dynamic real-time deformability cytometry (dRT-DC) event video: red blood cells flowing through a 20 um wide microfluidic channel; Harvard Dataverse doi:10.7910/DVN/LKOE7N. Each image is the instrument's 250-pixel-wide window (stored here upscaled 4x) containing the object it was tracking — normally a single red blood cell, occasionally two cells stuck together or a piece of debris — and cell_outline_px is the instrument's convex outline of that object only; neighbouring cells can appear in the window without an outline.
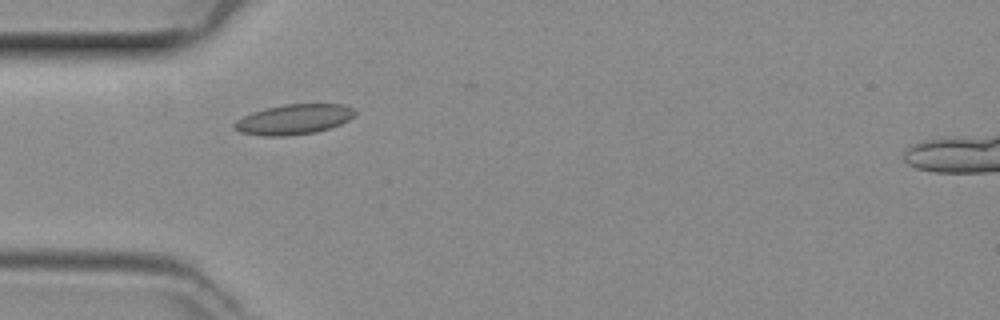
{"species": "common noctule bat (a hibernating species)", "species_latin": "Nyctalus noctula", "temperature_condition": "room temperature", "stored_images_in_passage": 9, "camera_frame_rate_fps": 3000, "um_per_image_px": 0.085, "animal": {"sex": "female", "body_mass_g": 29.2, "forearm_length_mm": 56.3}, "frame": {"image": 1, "passage_image": 1, "time_ms": 0.0, "image_size_px": [1000, 320], "cell_outline_px": [[356, 116], [340, 124], [316, 132], [288, 136], [264, 136], [240, 132], [232, 128], [232, 124], [236, 120], [252, 112], [284, 104], [344, 104], [356, 108]], "centroid_in_image_um": [24.99, 10.14], "position_along_channel_um": 60.0, "area_um2": 21.33}}
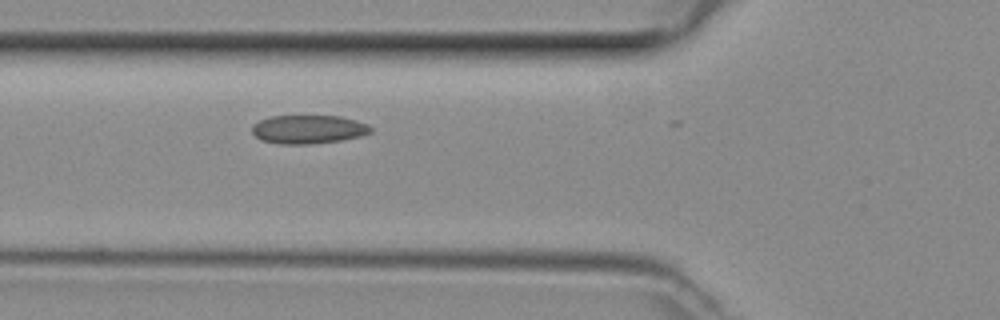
{"frame": {"image": 2, "passage_image": 4, "time_ms": 1.0, "image_size_px": [1000, 320], "cell_outline_px": [[372, 132], [360, 136], [340, 140], [308, 144], [280, 144], [260, 140], [252, 132], [252, 124], [260, 120], [272, 116], [340, 116], [356, 120], [368, 124], [372, 128]], "centroid_in_image_um": [26.2, 10.99], "position_along_channel_um": 99.6, "area_um2": 19.77}}
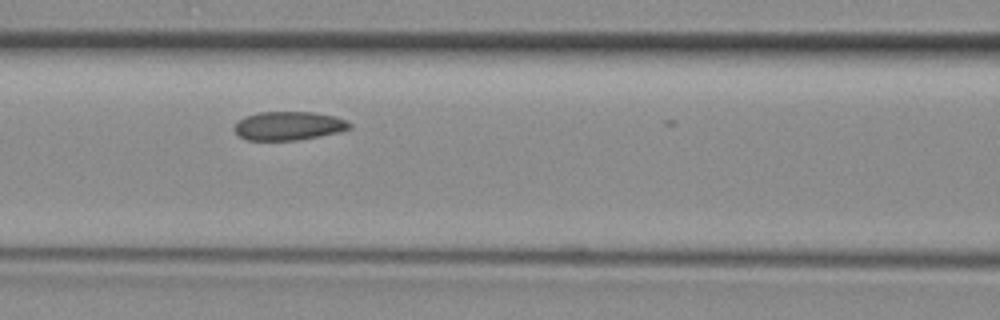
{"frame": {"image": 3, "passage_image": 7, "time_ms": 2.0, "image_size_px": [1000, 320], "cell_outline_px": [[352, 128], [340, 132], [320, 136], [296, 140], [248, 140], [240, 136], [236, 132], [236, 124], [244, 116], [260, 112], [312, 112], [336, 116], [348, 120], [352, 124]], "centroid_in_image_um": [24.61, 10.69], "position_along_channel_um": 142.0, "area_um2": 19.25}}